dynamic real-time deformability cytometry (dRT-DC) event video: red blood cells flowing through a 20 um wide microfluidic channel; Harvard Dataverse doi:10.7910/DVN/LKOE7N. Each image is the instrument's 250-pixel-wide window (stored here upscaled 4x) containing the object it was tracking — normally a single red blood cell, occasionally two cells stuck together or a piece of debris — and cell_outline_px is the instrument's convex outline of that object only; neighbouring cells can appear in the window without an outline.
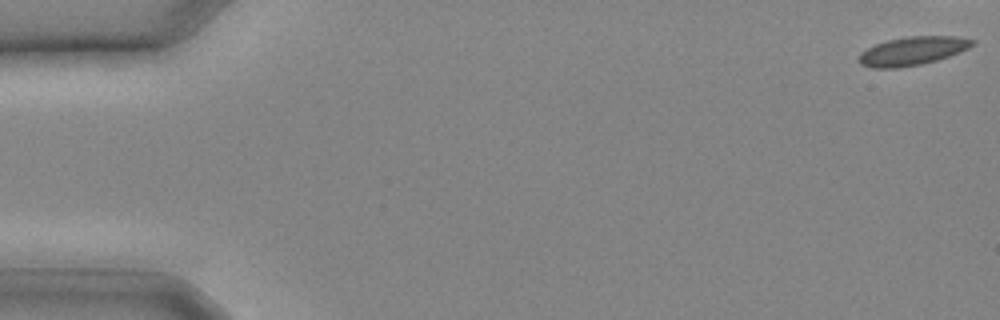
{"species": "common noctule bat (a hibernating species)", "species_latin": "Nyctalus noctula", "temperature_condition": "cold", "stored_images_in_passage": 13, "camera_frame_rate_fps": 3000, "um_per_image_px": 0.085, "animal": {"sex": "male", "body_mass_g": 20.4}, "frame": {"image": 1, "passage_image": 1, "time_ms": 0.0, "image_size_px": [1000, 320], "cell_outline_px": [[976, 40], [968, 48], [960, 52], [936, 60], [920, 64], [896, 68], [872, 68], [860, 64], [856, 60], [860, 52], [876, 44], [888, 40], [908, 36], [956, 36]], "centroid_in_image_um": [77.52, 4.33], "position_along_channel_um": 7.5, "area_um2": 18.79}}
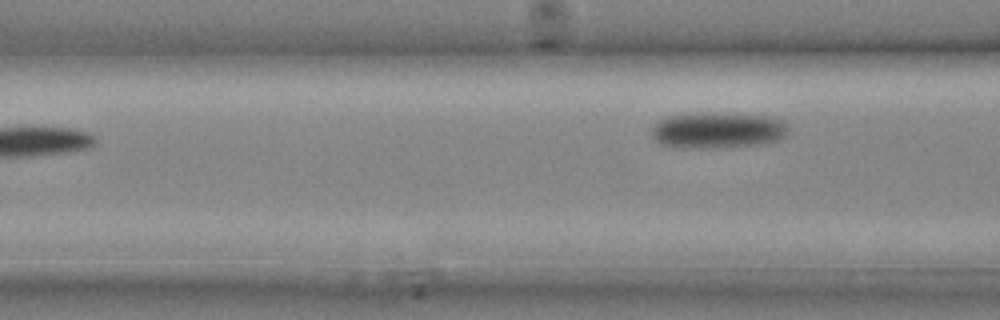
{"frame": {"image": 2, "passage_image": 13, "time_ms": 4.0, "image_size_px": [1000, 320], "cell_outline_px": [[788, 132], [780, 140], [764, 144], [700, 148], [684, 148], [660, 144], [652, 136], [652, 128], [660, 120], [668, 116], [692, 112], [716, 112], [772, 116], [784, 120], [788, 128]], "centroid_in_image_um": [61.04, 11.05], "position_along_channel_um": 105.6, "area_um2": 29.19}}